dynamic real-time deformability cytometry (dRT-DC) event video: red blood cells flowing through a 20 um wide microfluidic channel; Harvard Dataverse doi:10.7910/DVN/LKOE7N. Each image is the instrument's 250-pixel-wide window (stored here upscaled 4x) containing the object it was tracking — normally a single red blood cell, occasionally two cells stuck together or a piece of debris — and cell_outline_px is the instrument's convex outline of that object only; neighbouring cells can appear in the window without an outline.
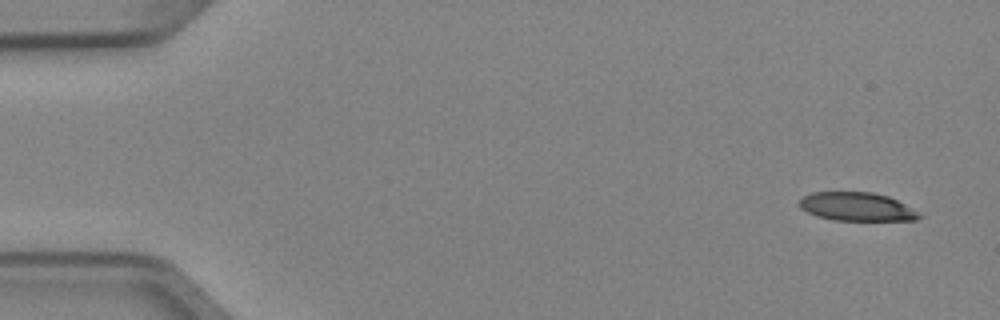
{"species": "Egyptian fruit bat (a non-hibernating species)", "species_latin": "Rousettus aegyptiacus", "temperature_condition": "cold", "stored_images_in_passage": 5, "camera_frame_rate_fps": 3000, "um_per_image_px": 0.085, "animal": {"sex": "female"}, "frame": {"image": 1, "passage_image": 1, "time_ms": 0.0, "image_size_px": [1000, 320], "cell_outline_px": [[924, 216], [916, 220], [836, 220], [816, 216], [800, 208], [800, 200], [804, 196], [812, 192], [872, 192], [888, 196], [904, 204]], "centroid_in_image_um": [72.83, 17.57], "position_along_channel_um": 12.2, "area_um2": 19.71}}
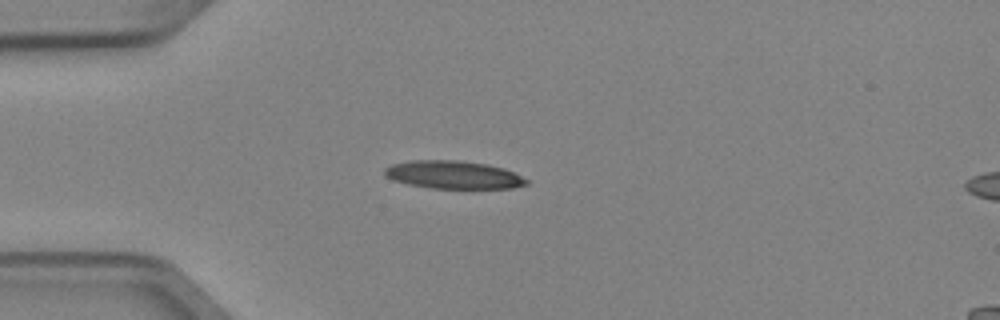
{"frame": {"image": 2, "passage_image": 4, "time_ms": 1.0, "image_size_px": [1000, 320], "cell_outline_px": [[528, 184], [512, 188], [432, 188], [408, 184], [392, 180], [384, 176], [384, 168], [392, 164], [412, 160], [460, 160], [484, 164], [504, 168], [528, 180]], "centroid_in_image_um": [38.49, 14.85], "position_along_channel_um": 46.5, "area_um2": 23.0}}